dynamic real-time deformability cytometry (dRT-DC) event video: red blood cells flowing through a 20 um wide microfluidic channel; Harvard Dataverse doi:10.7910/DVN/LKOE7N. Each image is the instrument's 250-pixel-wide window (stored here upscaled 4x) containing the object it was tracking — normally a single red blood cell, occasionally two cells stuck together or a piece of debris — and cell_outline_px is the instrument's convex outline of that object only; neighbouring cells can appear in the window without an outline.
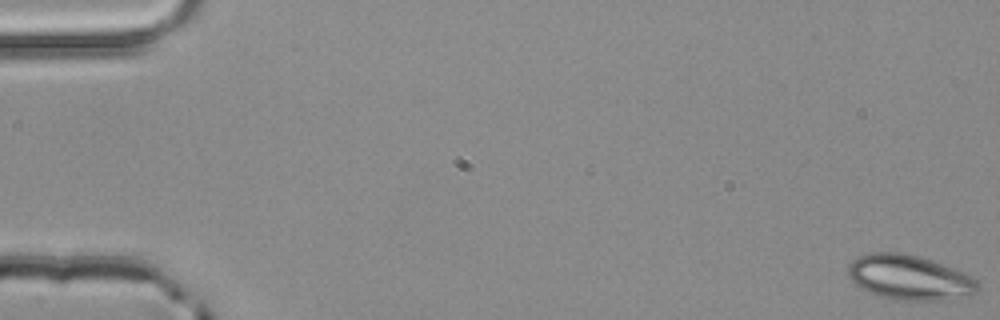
{"species": "common noctule bat (a hibernating species)", "species_latin": "Nyctalus noctula", "temperature_condition": "room temperature", "stored_images_in_passage": 4, "camera_frame_rate_fps": 3000, "um_per_image_px": 0.085, "animal": {"sex": "male", "body_mass_g": 20.4}, "frame": {"image": 1, "passage_image": 1, "time_ms": 0.0, "image_size_px": [1000, 320], "cell_outline_px": [[980, 288], [976, 292], [944, 300], [900, 300], [880, 296], [860, 288], [848, 276], [848, 264], [856, 256], [872, 252], [904, 252], [920, 256], [932, 260], [972, 276], [976, 280]], "centroid_in_image_um": [77.26, 23.56], "position_along_channel_um": 7.7, "area_um2": 33.81}}